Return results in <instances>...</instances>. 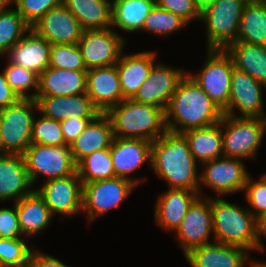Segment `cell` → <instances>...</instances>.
Masks as SVG:
<instances>
[{
    "label": "cell",
    "mask_w": 266,
    "mask_h": 267,
    "mask_svg": "<svg viewBox=\"0 0 266 267\" xmlns=\"http://www.w3.org/2000/svg\"><path fill=\"white\" fill-rule=\"evenodd\" d=\"M164 112L166 130L179 134L214 125L224 116L188 73L180 80Z\"/></svg>",
    "instance_id": "1"
},
{
    "label": "cell",
    "mask_w": 266,
    "mask_h": 267,
    "mask_svg": "<svg viewBox=\"0 0 266 267\" xmlns=\"http://www.w3.org/2000/svg\"><path fill=\"white\" fill-rule=\"evenodd\" d=\"M197 163L183 134L166 131L152 142L150 167L171 189L191 190L199 194Z\"/></svg>",
    "instance_id": "2"
},
{
    "label": "cell",
    "mask_w": 266,
    "mask_h": 267,
    "mask_svg": "<svg viewBox=\"0 0 266 267\" xmlns=\"http://www.w3.org/2000/svg\"><path fill=\"white\" fill-rule=\"evenodd\" d=\"M214 240L225 245L263 253L265 246L257 234L256 218L248 208L240 207L222 197H211Z\"/></svg>",
    "instance_id": "3"
},
{
    "label": "cell",
    "mask_w": 266,
    "mask_h": 267,
    "mask_svg": "<svg viewBox=\"0 0 266 267\" xmlns=\"http://www.w3.org/2000/svg\"><path fill=\"white\" fill-rule=\"evenodd\" d=\"M105 114L112 124L114 137L140 138L153 142L167 131L162 108L138 103L133 99L122 100Z\"/></svg>",
    "instance_id": "4"
},
{
    "label": "cell",
    "mask_w": 266,
    "mask_h": 267,
    "mask_svg": "<svg viewBox=\"0 0 266 267\" xmlns=\"http://www.w3.org/2000/svg\"><path fill=\"white\" fill-rule=\"evenodd\" d=\"M38 105L35 99H20L0 110L1 154H21L32 144V129Z\"/></svg>",
    "instance_id": "5"
},
{
    "label": "cell",
    "mask_w": 266,
    "mask_h": 267,
    "mask_svg": "<svg viewBox=\"0 0 266 267\" xmlns=\"http://www.w3.org/2000/svg\"><path fill=\"white\" fill-rule=\"evenodd\" d=\"M249 0H216L203 12L207 49L225 50L236 42L240 19Z\"/></svg>",
    "instance_id": "6"
},
{
    "label": "cell",
    "mask_w": 266,
    "mask_h": 267,
    "mask_svg": "<svg viewBox=\"0 0 266 267\" xmlns=\"http://www.w3.org/2000/svg\"><path fill=\"white\" fill-rule=\"evenodd\" d=\"M222 145L225 157L250 159L257 151L266 133L264 118L222 117Z\"/></svg>",
    "instance_id": "7"
},
{
    "label": "cell",
    "mask_w": 266,
    "mask_h": 267,
    "mask_svg": "<svg viewBox=\"0 0 266 267\" xmlns=\"http://www.w3.org/2000/svg\"><path fill=\"white\" fill-rule=\"evenodd\" d=\"M204 65L197 73L187 72L210 99L222 110L229 103L234 63L231 56L220 49H206Z\"/></svg>",
    "instance_id": "8"
},
{
    "label": "cell",
    "mask_w": 266,
    "mask_h": 267,
    "mask_svg": "<svg viewBox=\"0 0 266 267\" xmlns=\"http://www.w3.org/2000/svg\"><path fill=\"white\" fill-rule=\"evenodd\" d=\"M31 184L44 176V180L66 177L77 172L70 147L46 146L32 143L23 154Z\"/></svg>",
    "instance_id": "9"
},
{
    "label": "cell",
    "mask_w": 266,
    "mask_h": 267,
    "mask_svg": "<svg viewBox=\"0 0 266 267\" xmlns=\"http://www.w3.org/2000/svg\"><path fill=\"white\" fill-rule=\"evenodd\" d=\"M137 187L133 181L121 177L84 183L82 213L92 224L98 217L123 203Z\"/></svg>",
    "instance_id": "10"
},
{
    "label": "cell",
    "mask_w": 266,
    "mask_h": 267,
    "mask_svg": "<svg viewBox=\"0 0 266 267\" xmlns=\"http://www.w3.org/2000/svg\"><path fill=\"white\" fill-rule=\"evenodd\" d=\"M244 160L222 156L201 164L199 196L202 186L212 189L218 197L243 192L249 173Z\"/></svg>",
    "instance_id": "11"
},
{
    "label": "cell",
    "mask_w": 266,
    "mask_h": 267,
    "mask_svg": "<svg viewBox=\"0 0 266 267\" xmlns=\"http://www.w3.org/2000/svg\"><path fill=\"white\" fill-rule=\"evenodd\" d=\"M198 196L190 205L180 226L175 230V238L183 255L194 248L214 242L211 197ZM203 197V198H202ZM212 235V240L210 239Z\"/></svg>",
    "instance_id": "12"
},
{
    "label": "cell",
    "mask_w": 266,
    "mask_h": 267,
    "mask_svg": "<svg viewBox=\"0 0 266 267\" xmlns=\"http://www.w3.org/2000/svg\"><path fill=\"white\" fill-rule=\"evenodd\" d=\"M125 37L114 29L84 30L77 45L87 69L115 65L123 52Z\"/></svg>",
    "instance_id": "13"
},
{
    "label": "cell",
    "mask_w": 266,
    "mask_h": 267,
    "mask_svg": "<svg viewBox=\"0 0 266 267\" xmlns=\"http://www.w3.org/2000/svg\"><path fill=\"white\" fill-rule=\"evenodd\" d=\"M35 188L50 209L52 215L76 216L82 212L83 183L78 172L41 183Z\"/></svg>",
    "instance_id": "14"
},
{
    "label": "cell",
    "mask_w": 266,
    "mask_h": 267,
    "mask_svg": "<svg viewBox=\"0 0 266 267\" xmlns=\"http://www.w3.org/2000/svg\"><path fill=\"white\" fill-rule=\"evenodd\" d=\"M262 83L255 80L246 72L233 69L228 106L223 110L224 115L234 117L264 118ZM238 109L239 115L235 114Z\"/></svg>",
    "instance_id": "15"
},
{
    "label": "cell",
    "mask_w": 266,
    "mask_h": 267,
    "mask_svg": "<svg viewBox=\"0 0 266 267\" xmlns=\"http://www.w3.org/2000/svg\"><path fill=\"white\" fill-rule=\"evenodd\" d=\"M152 142L140 138L114 137L110 146L115 177H121L133 181L137 186L146 178L130 176L145 163L151 164Z\"/></svg>",
    "instance_id": "16"
},
{
    "label": "cell",
    "mask_w": 266,
    "mask_h": 267,
    "mask_svg": "<svg viewBox=\"0 0 266 267\" xmlns=\"http://www.w3.org/2000/svg\"><path fill=\"white\" fill-rule=\"evenodd\" d=\"M186 73L187 71L182 68H171L161 62H156L148 78L132 99L138 103L157 106L165 111L170 98Z\"/></svg>",
    "instance_id": "17"
},
{
    "label": "cell",
    "mask_w": 266,
    "mask_h": 267,
    "mask_svg": "<svg viewBox=\"0 0 266 267\" xmlns=\"http://www.w3.org/2000/svg\"><path fill=\"white\" fill-rule=\"evenodd\" d=\"M31 28L51 45L77 44L84 32L82 25L63 4L50 9Z\"/></svg>",
    "instance_id": "18"
},
{
    "label": "cell",
    "mask_w": 266,
    "mask_h": 267,
    "mask_svg": "<svg viewBox=\"0 0 266 267\" xmlns=\"http://www.w3.org/2000/svg\"><path fill=\"white\" fill-rule=\"evenodd\" d=\"M86 94L101 113L124 100L116 65L88 69Z\"/></svg>",
    "instance_id": "19"
},
{
    "label": "cell",
    "mask_w": 266,
    "mask_h": 267,
    "mask_svg": "<svg viewBox=\"0 0 266 267\" xmlns=\"http://www.w3.org/2000/svg\"><path fill=\"white\" fill-rule=\"evenodd\" d=\"M35 188L28 176L26 162L21 154H0V202L19 201Z\"/></svg>",
    "instance_id": "20"
},
{
    "label": "cell",
    "mask_w": 266,
    "mask_h": 267,
    "mask_svg": "<svg viewBox=\"0 0 266 267\" xmlns=\"http://www.w3.org/2000/svg\"><path fill=\"white\" fill-rule=\"evenodd\" d=\"M248 252L239 246L214 241L194 248L184 257L190 267H245L251 260Z\"/></svg>",
    "instance_id": "21"
},
{
    "label": "cell",
    "mask_w": 266,
    "mask_h": 267,
    "mask_svg": "<svg viewBox=\"0 0 266 267\" xmlns=\"http://www.w3.org/2000/svg\"><path fill=\"white\" fill-rule=\"evenodd\" d=\"M51 46L31 28L6 54L7 60L39 76L49 67Z\"/></svg>",
    "instance_id": "22"
},
{
    "label": "cell",
    "mask_w": 266,
    "mask_h": 267,
    "mask_svg": "<svg viewBox=\"0 0 266 267\" xmlns=\"http://www.w3.org/2000/svg\"><path fill=\"white\" fill-rule=\"evenodd\" d=\"M35 100L40 114L60 122L72 117H97L101 114L86 93L73 96L36 97Z\"/></svg>",
    "instance_id": "23"
},
{
    "label": "cell",
    "mask_w": 266,
    "mask_h": 267,
    "mask_svg": "<svg viewBox=\"0 0 266 267\" xmlns=\"http://www.w3.org/2000/svg\"><path fill=\"white\" fill-rule=\"evenodd\" d=\"M157 53L142 51L132 54L121 53L115 64L120 79L124 99H132L142 83L148 78L152 67L156 64Z\"/></svg>",
    "instance_id": "24"
},
{
    "label": "cell",
    "mask_w": 266,
    "mask_h": 267,
    "mask_svg": "<svg viewBox=\"0 0 266 267\" xmlns=\"http://www.w3.org/2000/svg\"><path fill=\"white\" fill-rule=\"evenodd\" d=\"M198 196L199 194L196 191L168 188L156 199L154 207L155 223L162 230L174 233L180 226L190 205Z\"/></svg>",
    "instance_id": "25"
},
{
    "label": "cell",
    "mask_w": 266,
    "mask_h": 267,
    "mask_svg": "<svg viewBox=\"0 0 266 267\" xmlns=\"http://www.w3.org/2000/svg\"><path fill=\"white\" fill-rule=\"evenodd\" d=\"M86 88L87 71L48 67L39 75L36 97L85 94Z\"/></svg>",
    "instance_id": "26"
},
{
    "label": "cell",
    "mask_w": 266,
    "mask_h": 267,
    "mask_svg": "<svg viewBox=\"0 0 266 267\" xmlns=\"http://www.w3.org/2000/svg\"><path fill=\"white\" fill-rule=\"evenodd\" d=\"M113 138L109 117L105 113L99 114L69 146L75 163L78 164L83 158L96 151L109 149Z\"/></svg>",
    "instance_id": "27"
},
{
    "label": "cell",
    "mask_w": 266,
    "mask_h": 267,
    "mask_svg": "<svg viewBox=\"0 0 266 267\" xmlns=\"http://www.w3.org/2000/svg\"><path fill=\"white\" fill-rule=\"evenodd\" d=\"M16 211L22 235L29 240L46 230L54 218L35 189L16 202Z\"/></svg>",
    "instance_id": "28"
},
{
    "label": "cell",
    "mask_w": 266,
    "mask_h": 267,
    "mask_svg": "<svg viewBox=\"0 0 266 267\" xmlns=\"http://www.w3.org/2000/svg\"><path fill=\"white\" fill-rule=\"evenodd\" d=\"M189 149L199 165L223 155L222 120L214 125L192 129L183 133Z\"/></svg>",
    "instance_id": "29"
},
{
    "label": "cell",
    "mask_w": 266,
    "mask_h": 267,
    "mask_svg": "<svg viewBox=\"0 0 266 267\" xmlns=\"http://www.w3.org/2000/svg\"><path fill=\"white\" fill-rule=\"evenodd\" d=\"M84 30L111 28L112 0H63Z\"/></svg>",
    "instance_id": "30"
},
{
    "label": "cell",
    "mask_w": 266,
    "mask_h": 267,
    "mask_svg": "<svg viewBox=\"0 0 266 267\" xmlns=\"http://www.w3.org/2000/svg\"><path fill=\"white\" fill-rule=\"evenodd\" d=\"M225 51L231 56L234 68L266 86V46L234 42Z\"/></svg>",
    "instance_id": "31"
},
{
    "label": "cell",
    "mask_w": 266,
    "mask_h": 267,
    "mask_svg": "<svg viewBox=\"0 0 266 267\" xmlns=\"http://www.w3.org/2000/svg\"><path fill=\"white\" fill-rule=\"evenodd\" d=\"M155 5L156 0H112L111 27L127 33L140 31Z\"/></svg>",
    "instance_id": "32"
},
{
    "label": "cell",
    "mask_w": 266,
    "mask_h": 267,
    "mask_svg": "<svg viewBox=\"0 0 266 267\" xmlns=\"http://www.w3.org/2000/svg\"><path fill=\"white\" fill-rule=\"evenodd\" d=\"M236 42L266 46V3L249 0L240 19Z\"/></svg>",
    "instance_id": "33"
},
{
    "label": "cell",
    "mask_w": 266,
    "mask_h": 267,
    "mask_svg": "<svg viewBox=\"0 0 266 267\" xmlns=\"http://www.w3.org/2000/svg\"><path fill=\"white\" fill-rule=\"evenodd\" d=\"M30 29L16 8L0 10V57L6 56Z\"/></svg>",
    "instance_id": "34"
},
{
    "label": "cell",
    "mask_w": 266,
    "mask_h": 267,
    "mask_svg": "<svg viewBox=\"0 0 266 267\" xmlns=\"http://www.w3.org/2000/svg\"><path fill=\"white\" fill-rule=\"evenodd\" d=\"M77 172L82 183L115 177L110 148L96 151L77 164Z\"/></svg>",
    "instance_id": "35"
},
{
    "label": "cell",
    "mask_w": 266,
    "mask_h": 267,
    "mask_svg": "<svg viewBox=\"0 0 266 267\" xmlns=\"http://www.w3.org/2000/svg\"><path fill=\"white\" fill-rule=\"evenodd\" d=\"M186 25L188 23L181 17L155 5L145 18L142 30L157 36H168L180 31Z\"/></svg>",
    "instance_id": "36"
},
{
    "label": "cell",
    "mask_w": 266,
    "mask_h": 267,
    "mask_svg": "<svg viewBox=\"0 0 266 267\" xmlns=\"http://www.w3.org/2000/svg\"><path fill=\"white\" fill-rule=\"evenodd\" d=\"M3 74L7 79L8 85L15 91L21 99H35L38 92L39 76L8 61ZM35 90L29 93L30 90Z\"/></svg>",
    "instance_id": "37"
},
{
    "label": "cell",
    "mask_w": 266,
    "mask_h": 267,
    "mask_svg": "<svg viewBox=\"0 0 266 267\" xmlns=\"http://www.w3.org/2000/svg\"><path fill=\"white\" fill-rule=\"evenodd\" d=\"M28 238H0V267H25L34 249ZM26 241V242H25Z\"/></svg>",
    "instance_id": "38"
},
{
    "label": "cell",
    "mask_w": 266,
    "mask_h": 267,
    "mask_svg": "<svg viewBox=\"0 0 266 267\" xmlns=\"http://www.w3.org/2000/svg\"><path fill=\"white\" fill-rule=\"evenodd\" d=\"M49 67L74 71L88 70L77 44L52 45Z\"/></svg>",
    "instance_id": "39"
},
{
    "label": "cell",
    "mask_w": 266,
    "mask_h": 267,
    "mask_svg": "<svg viewBox=\"0 0 266 267\" xmlns=\"http://www.w3.org/2000/svg\"><path fill=\"white\" fill-rule=\"evenodd\" d=\"M35 117L32 129V143L46 146H66L60 121L40 114Z\"/></svg>",
    "instance_id": "40"
},
{
    "label": "cell",
    "mask_w": 266,
    "mask_h": 267,
    "mask_svg": "<svg viewBox=\"0 0 266 267\" xmlns=\"http://www.w3.org/2000/svg\"><path fill=\"white\" fill-rule=\"evenodd\" d=\"M243 192L248 210L255 218L266 212V183L261 178L255 181L249 175Z\"/></svg>",
    "instance_id": "41"
},
{
    "label": "cell",
    "mask_w": 266,
    "mask_h": 267,
    "mask_svg": "<svg viewBox=\"0 0 266 267\" xmlns=\"http://www.w3.org/2000/svg\"><path fill=\"white\" fill-rule=\"evenodd\" d=\"M63 4V0H15V8L32 26L50 9Z\"/></svg>",
    "instance_id": "42"
},
{
    "label": "cell",
    "mask_w": 266,
    "mask_h": 267,
    "mask_svg": "<svg viewBox=\"0 0 266 267\" xmlns=\"http://www.w3.org/2000/svg\"><path fill=\"white\" fill-rule=\"evenodd\" d=\"M156 5L181 17L188 24L201 19L193 0H156Z\"/></svg>",
    "instance_id": "43"
},
{
    "label": "cell",
    "mask_w": 266,
    "mask_h": 267,
    "mask_svg": "<svg viewBox=\"0 0 266 267\" xmlns=\"http://www.w3.org/2000/svg\"><path fill=\"white\" fill-rule=\"evenodd\" d=\"M0 238H25L19 226L16 202L13 208H0Z\"/></svg>",
    "instance_id": "44"
},
{
    "label": "cell",
    "mask_w": 266,
    "mask_h": 267,
    "mask_svg": "<svg viewBox=\"0 0 266 267\" xmlns=\"http://www.w3.org/2000/svg\"><path fill=\"white\" fill-rule=\"evenodd\" d=\"M96 117H72L60 122L65 144L70 146L88 123Z\"/></svg>",
    "instance_id": "45"
},
{
    "label": "cell",
    "mask_w": 266,
    "mask_h": 267,
    "mask_svg": "<svg viewBox=\"0 0 266 267\" xmlns=\"http://www.w3.org/2000/svg\"><path fill=\"white\" fill-rule=\"evenodd\" d=\"M25 267H68V266L59 259L49 254H45V252H42L38 249H34V251L30 256L29 262Z\"/></svg>",
    "instance_id": "46"
},
{
    "label": "cell",
    "mask_w": 266,
    "mask_h": 267,
    "mask_svg": "<svg viewBox=\"0 0 266 267\" xmlns=\"http://www.w3.org/2000/svg\"><path fill=\"white\" fill-rule=\"evenodd\" d=\"M21 98L8 85L7 79L0 71V110L16 104Z\"/></svg>",
    "instance_id": "47"
},
{
    "label": "cell",
    "mask_w": 266,
    "mask_h": 267,
    "mask_svg": "<svg viewBox=\"0 0 266 267\" xmlns=\"http://www.w3.org/2000/svg\"><path fill=\"white\" fill-rule=\"evenodd\" d=\"M257 222V234L260 240V243L264 246L262 242V237H266V212L262 213L256 218ZM266 239V238H265Z\"/></svg>",
    "instance_id": "48"
},
{
    "label": "cell",
    "mask_w": 266,
    "mask_h": 267,
    "mask_svg": "<svg viewBox=\"0 0 266 267\" xmlns=\"http://www.w3.org/2000/svg\"><path fill=\"white\" fill-rule=\"evenodd\" d=\"M196 8L201 13L216 0H193Z\"/></svg>",
    "instance_id": "49"
},
{
    "label": "cell",
    "mask_w": 266,
    "mask_h": 267,
    "mask_svg": "<svg viewBox=\"0 0 266 267\" xmlns=\"http://www.w3.org/2000/svg\"><path fill=\"white\" fill-rule=\"evenodd\" d=\"M13 3L15 5V0H0V10L9 9V6Z\"/></svg>",
    "instance_id": "50"
},
{
    "label": "cell",
    "mask_w": 266,
    "mask_h": 267,
    "mask_svg": "<svg viewBox=\"0 0 266 267\" xmlns=\"http://www.w3.org/2000/svg\"><path fill=\"white\" fill-rule=\"evenodd\" d=\"M249 267H266V261L250 260Z\"/></svg>",
    "instance_id": "51"
},
{
    "label": "cell",
    "mask_w": 266,
    "mask_h": 267,
    "mask_svg": "<svg viewBox=\"0 0 266 267\" xmlns=\"http://www.w3.org/2000/svg\"><path fill=\"white\" fill-rule=\"evenodd\" d=\"M260 178L266 183V173H264Z\"/></svg>",
    "instance_id": "52"
}]
</instances>
